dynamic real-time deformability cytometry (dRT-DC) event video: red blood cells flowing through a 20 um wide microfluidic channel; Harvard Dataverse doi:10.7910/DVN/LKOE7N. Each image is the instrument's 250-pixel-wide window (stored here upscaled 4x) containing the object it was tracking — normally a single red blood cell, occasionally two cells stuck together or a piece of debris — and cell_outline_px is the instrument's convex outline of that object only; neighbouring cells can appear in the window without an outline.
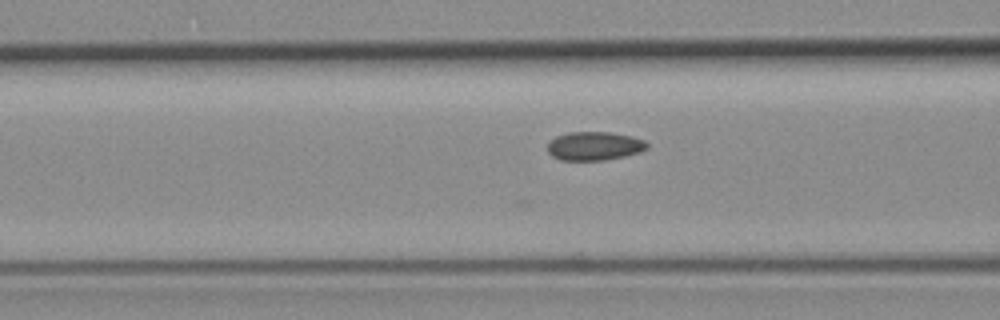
{"species": "common noctule bat (a hibernating species)", "species_latin": "Nyctalus noctula", "temperature_condition": "room temperature", "stored_images_in_passage": 29, "camera_frame_rate_fps": 3000, "um_per_image_px": 0.085, "animal": {"sex": "female", "body_mass_g": 19.3, "forearm_length_mm": 54.1}, "frame": {"image": 1, "passage_image": 5, "time_ms": 1.333, "image_size_px": [1000, 320], "cell_outline_px": [[648, 148], [640, 152], [624, 156], [604, 160], [560, 160], [552, 156], [548, 152], [548, 144], [556, 136], [568, 132], [608, 132], [632, 136], [644, 140], [648, 144]], "centroid_in_image_um": [50.53, 12.41], "position_along_channel_um": 116.1, "area_um2": 16.59}}
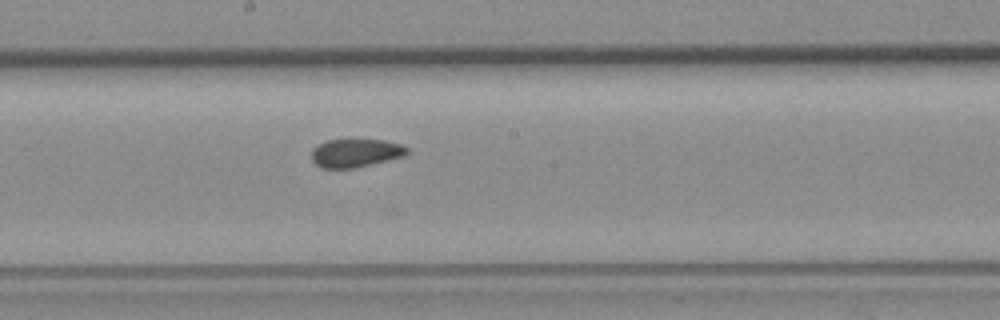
{"frame": {"image": 2, "passage_image": 13, "time_ms": 4.0, "image_size_px": [1000, 320], "cell_outline_px": [[408, 152], [404, 156], [352, 168], [320, 168], [312, 160], [312, 148], [328, 140], [348, 136], [384, 140], [400, 144], [408, 148]], "centroid_in_image_um": [30.2, 12.94], "position_along_channel_um": 218.0, "area_um2": 16.3}}
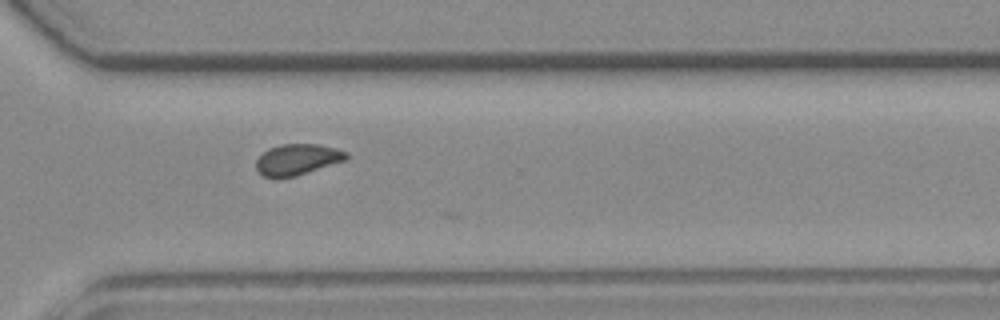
{"frame": {"image": 3, "passage_image": 23, "time_ms": 7.333, "image_size_px": [1000, 320], "cell_outline_px": [[348, 160], [296, 176], [264, 176], [256, 168], [256, 160], [268, 148], [280, 144], [320, 144], [336, 148], [348, 152]], "centroid_in_image_um": [25.34, 13.53], "position_along_channel_um": 345.3, "area_um2": 16.24}, "authors_computed_cell_mechanics": {"area_um2": 16.2418, "velocity_mm_per_s": 3.8188, "shape_relaxation_time_tau1_ms": 0.5441, "shape_relaxation_time_tau2_ms": 2.2173, "deformation_change_tau1": null, "deformation_change_tau2": 0.0424}}